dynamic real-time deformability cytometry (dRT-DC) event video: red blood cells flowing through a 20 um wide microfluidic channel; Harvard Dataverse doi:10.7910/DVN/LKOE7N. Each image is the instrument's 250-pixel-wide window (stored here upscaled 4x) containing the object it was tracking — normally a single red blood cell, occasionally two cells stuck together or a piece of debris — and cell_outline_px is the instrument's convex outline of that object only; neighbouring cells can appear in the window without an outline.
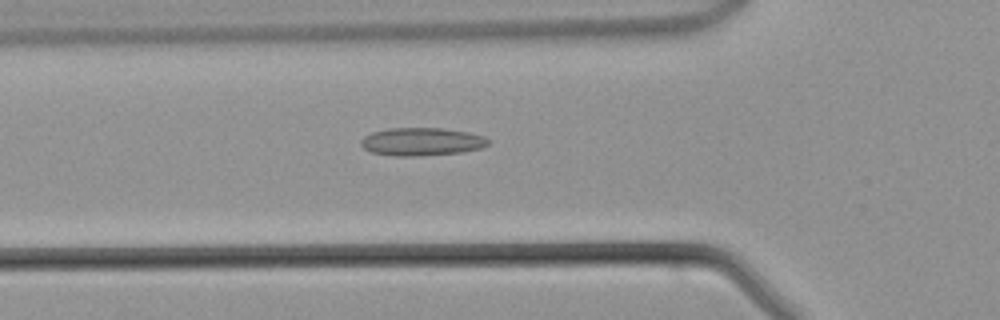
{"species": "common noctule bat (a hibernating species)", "species_latin": "Nyctalus noctula", "temperature_condition": "warm", "stored_images_in_passage": 41, "camera_frame_rate_fps": 3000, "um_per_image_px": 0.085, "animal": {"sex": "male", "body_mass_g": 21.5, "forearm_length_mm": 52.0}, "frame": {"image": 1, "passage_image": 12, "time_ms": 3.667, "image_size_px": [1000, 320], "cell_outline_px": [[492, 140], [488, 144], [480, 148], [464, 152], [416, 156], [396, 156], [372, 152], [364, 148], [360, 144], [360, 140], [364, 136], [372, 132], [388, 128], [444, 128], [468, 132], [484, 136]], "centroid_in_image_um": [35.86, 12.03], "position_along_channel_um": 89.9, "area_um2": 20.87}}
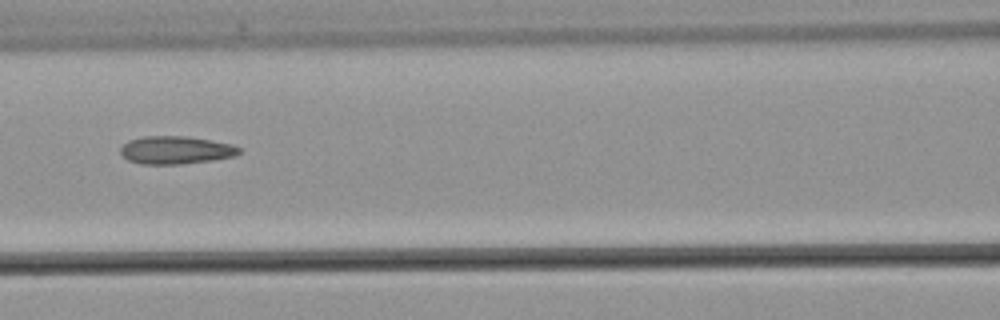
{"frame": {"image": 2, "passage_image": 16, "time_ms": 5.0, "image_size_px": [1000, 320], "cell_outline_px": [[240, 152], [236, 156], [212, 160], [180, 164], [140, 164], [128, 160], [120, 152], [120, 148], [128, 140], [144, 136], [184, 136], [232, 144], [240, 148]], "centroid_in_image_um": [14.92, 12.76], "position_along_channel_um": 151.7, "area_um2": 19.19}}
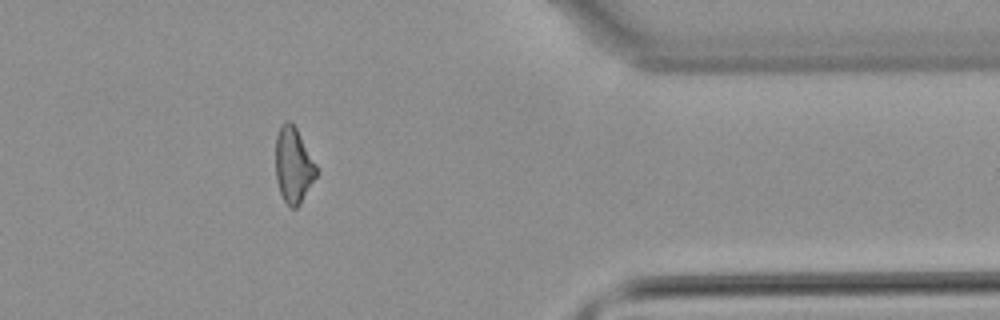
{"frame": {"image": 3, "passage_image": 33, "time_ms": 10.667, "image_size_px": [1000, 320], "cell_outline_px": [[316, 176], [300, 204], [296, 208], [292, 208], [284, 200], [280, 192], [276, 180], [276, 136], [280, 124], [284, 120], [288, 120], [296, 128], [316, 164]], "centroid_in_image_um": [24.92, 14.02], "position_along_channel_um": 386.5, "area_um2": 17.74}}